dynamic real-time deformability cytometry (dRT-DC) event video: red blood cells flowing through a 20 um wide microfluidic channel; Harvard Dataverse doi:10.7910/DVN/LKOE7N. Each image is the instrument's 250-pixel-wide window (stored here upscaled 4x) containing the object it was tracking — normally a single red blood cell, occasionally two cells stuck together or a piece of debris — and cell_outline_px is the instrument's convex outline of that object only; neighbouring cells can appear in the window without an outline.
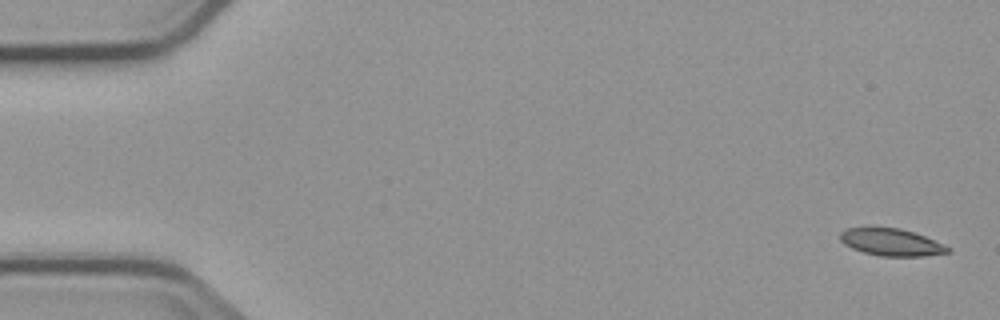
{"species": "common noctule bat (a hibernating species)", "species_latin": "Nyctalus noctula", "temperature_condition": "cold", "stored_images_in_passage": 6, "camera_frame_rate_fps": 3000, "um_per_image_px": 0.085, "animal": {"sex": "male", "body_mass_g": 23.1, "forearm_length_mm": 52.7}, "frame": {"image": 1, "passage_image": 1, "time_ms": 0.0, "image_size_px": [1000, 320], "cell_outline_px": [[952, 252], [924, 256], [880, 256], [864, 252], [852, 248], [844, 244], [840, 240], [840, 232], [848, 228], [900, 228], [924, 236], [944, 244], [952, 248]], "centroid_in_image_um": [75.8, 20.6], "position_along_channel_um": 9.2, "area_um2": 16.94}}
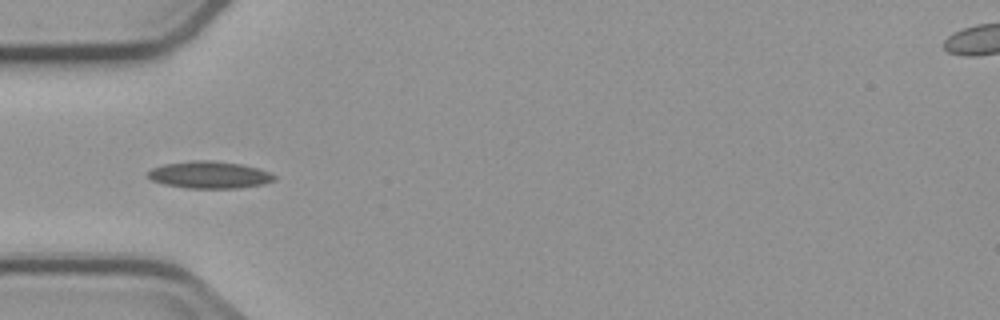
{"frame": {"image": 2, "passage_image": 5, "time_ms": 5.333, "image_size_px": [1000, 320], "cell_outline_px": [[276, 180], [264, 184], [240, 188], [188, 188], [164, 184], [152, 180], [144, 176], [152, 168], [164, 164], [192, 160], [216, 160], [240, 164], [256, 168], [268, 172], [276, 176]], "centroid_in_image_um": [17.78, 14.86], "position_along_channel_um": 67.2, "area_um2": 20.06}}
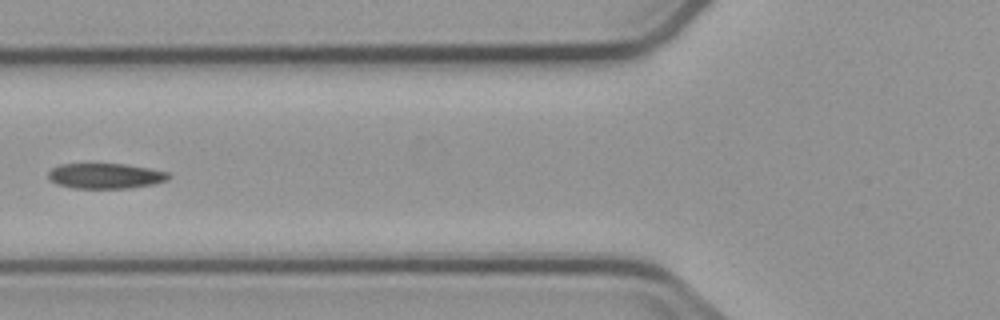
{"frame": {"image": 3, "passage_image": 6, "time_ms": 6.667, "image_size_px": [1000, 320], "cell_outline_px": [[172, 176], [168, 180], [152, 184], [128, 188], [72, 188], [56, 184], [48, 180], [48, 172], [52, 168], [60, 164], [124, 164], [148, 168], [168, 172]], "centroid_in_image_um": [8.94, 14.95], "position_along_channel_um": 116.9, "area_um2": 17.8}}